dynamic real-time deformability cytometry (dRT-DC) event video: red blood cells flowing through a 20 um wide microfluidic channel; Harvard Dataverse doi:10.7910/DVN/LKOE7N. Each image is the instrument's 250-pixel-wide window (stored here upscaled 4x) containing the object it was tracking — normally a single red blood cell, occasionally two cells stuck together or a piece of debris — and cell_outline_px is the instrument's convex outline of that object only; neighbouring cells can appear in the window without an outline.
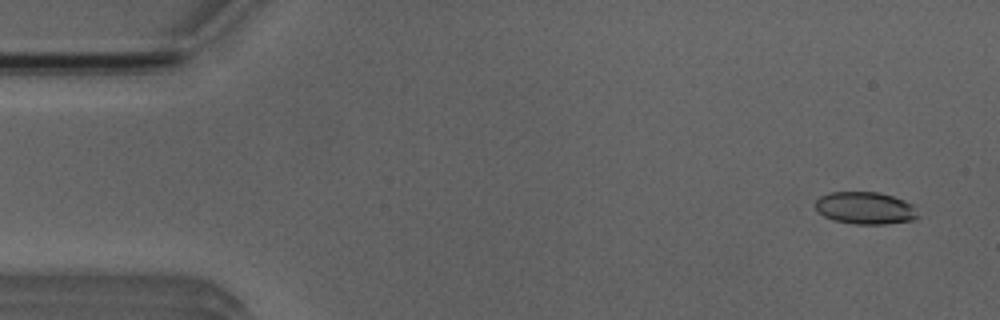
{"species": "Egyptian fruit bat (a non-hibernating species)", "species_latin": "Rousettus aegyptiacus", "temperature_condition": "room temperature", "stored_images_in_passage": 52, "camera_frame_rate_fps": 3000, "um_per_image_px": 0.085, "animal": {"sex": "male"}, "frame": {"image": 1, "passage_image": 3, "time_ms": 0.667, "image_size_px": [1000, 320], "cell_outline_px": [[920, 216], [912, 220], [884, 224], [856, 224], [832, 220], [824, 216], [816, 208], [816, 200], [820, 196], [828, 192], [880, 192], [904, 200], [912, 204]], "centroid_in_image_um": [73.55, 17.68], "position_along_channel_um": 11.5, "area_um2": 19.31}}
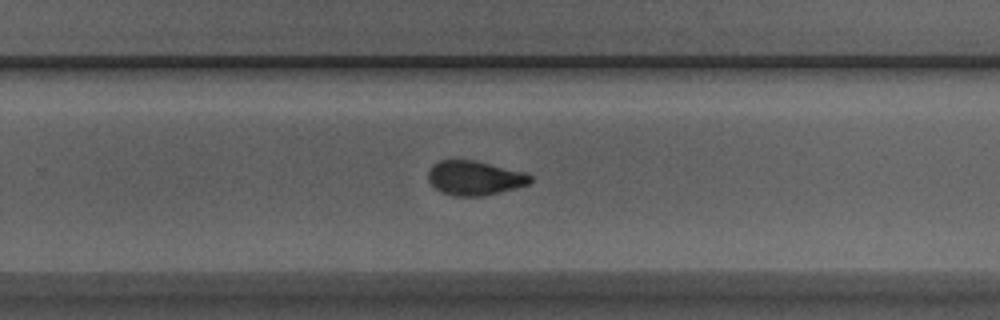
{"frame": {"image": 2, "passage_image": 33, "time_ms": 10.667, "image_size_px": [1000, 320], "cell_outline_px": [[532, 180], [528, 184], [516, 188], [484, 196], [452, 196], [440, 192], [428, 180], [428, 172], [432, 164], [440, 160], [476, 160], [528, 172], [532, 176]], "centroid_in_image_um": [40.37, 15.12], "position_along_channel_um": 289.4, "area_um2": 20.81}}
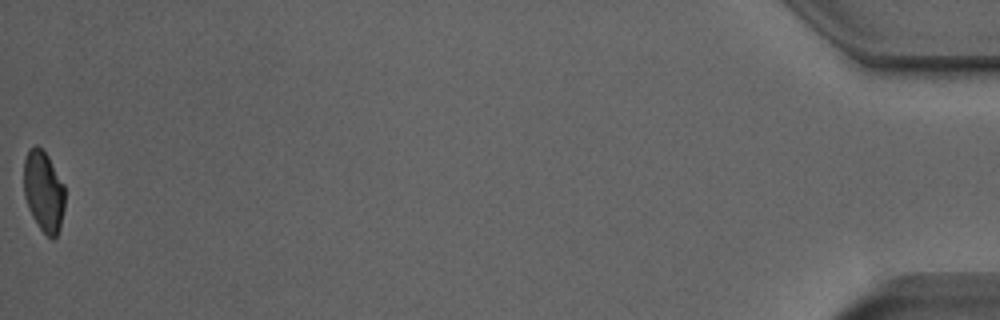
{"frame": {"image": 3, "passage_image": 52, "time_ms": 17.0, "image_size_px": [1000, 320], "cell_outline_px": [[64, 208], [60, 228], [56, 236], [52, 240], [40, 228], [32, 216], [28, 208], [24, 196], [24, 160], [28, 148], [36, 144], [48, 156], [64, 184]], "centroid_in_image_um": [3.7, 16.25], "position_along_channel_um": 431.5, "area_um2": 19.42}, "authors_computed_cell_mechanics": {"area_um2": 20.3456, "velocity_mm_per_s": 3.9428, "shape_relaxation_time_tau1_ms": 8.2959, "shape_relaxation_time_tau2_ms": 2.4326, "deformation_change_tau1": 0.2039, "deformation_change_tau2": 0.0811}}